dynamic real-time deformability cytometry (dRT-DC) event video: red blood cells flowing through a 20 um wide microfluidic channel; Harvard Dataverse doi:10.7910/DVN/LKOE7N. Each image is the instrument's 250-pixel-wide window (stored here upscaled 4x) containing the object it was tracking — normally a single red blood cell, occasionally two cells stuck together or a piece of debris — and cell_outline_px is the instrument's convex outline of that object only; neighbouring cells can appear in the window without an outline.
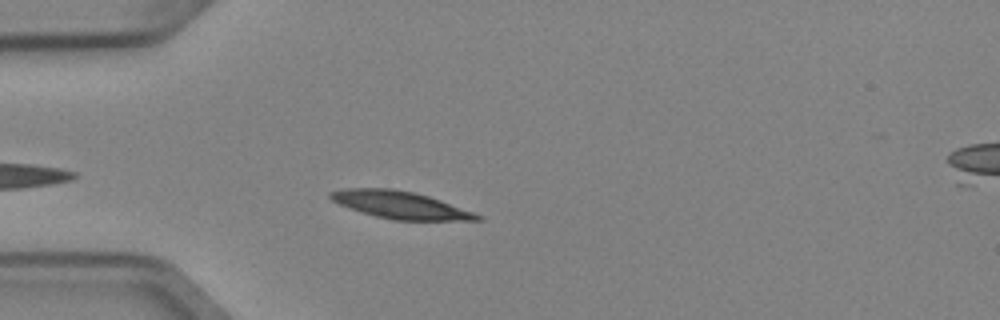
{"species": "Egyptian fruit bat (a non-hibernating species)", "species_latin": "Rousettus aegyptiacus", "temperature_condition": "cold", "stored_images_in_passage": 37, "camera_frame_rate_fps": 3000, "um_per_image_px": 0.085, "animal": {"sex": "female"}, "frame": {"image": 1, "passage_image": 5, "time_ms": 1.333, "image_size_px": [1000, 320], "cell_outline_px": [[484, 220], [392, 220], [376, 216], [348, 208], [332, 200], [328, 196], [328, 192], [340, 188], [392, 188], [412, 192], [428, 196], [440, 200], [484, 216]], "centroid_in_image_um": [33.98, 17.41], "position_along_channel_um": 51.0, "area_um2": 23.35}}
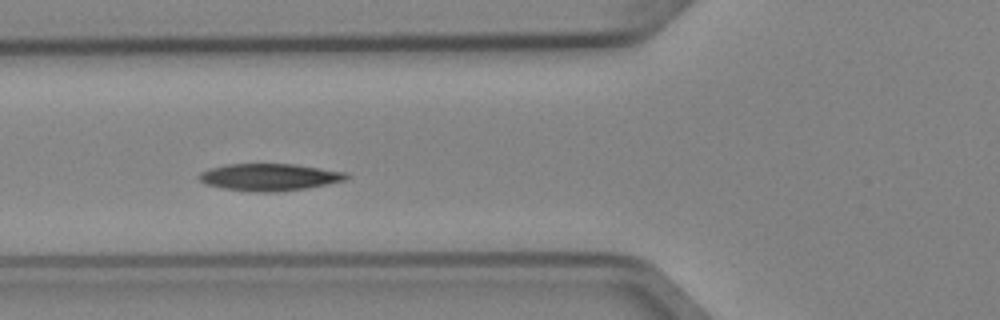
{"frame": {"image": 2, "passage_image": 10, "time_ms": 3.0, "image_size_px": [1000, 320], "cell_outline_px": [[352, 176], [344, 180], [304, 188], [276, 192], [248, 192], [224, 188], [204, 184], [196, 176], [200, 172], [208, 168], [224, 164], [292, 164], [348, 172]], "centroid_in_image_um": [22.84, 15.05], "position_along_channel_um": 103.0, "area_um2": 23.35}}
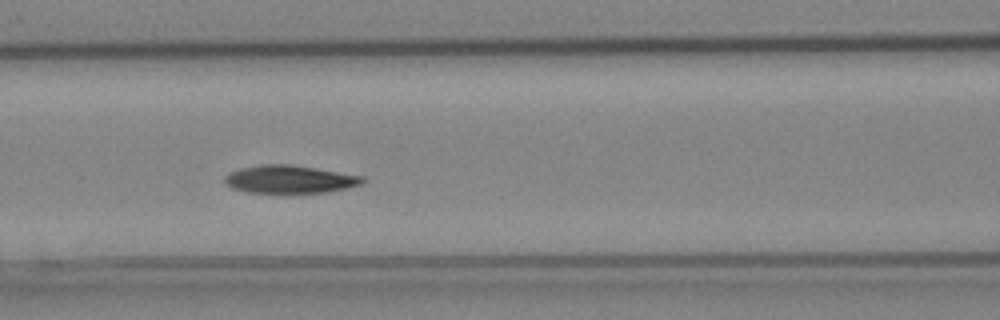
{"frame": {"image": 3, "passage_image": 13, "time_ms": 4.0, "image_size_px": [1000, 320], "cell_outline_px": [[364, 180], [360, 184], [328, 192], [280, 196], [248, 192], [232, 188], [224, 180], [224, 176], [240, 168], [264, 164], [284, 164], [312, 168], [364, 176]], "centroid_in_image_um": [24.58, 15.3], "position_along_channel_um": 142.0, "area_um2": 22.89}, "authors_computed_cell_mechanics": {"area_um2": 22.4842, "velocity_mm_per_s": 3.9064, "shape_relaxation_time_tau1_ms": 3.9854, "shape_relaxation_time_tau2_ms": null, "deformation_change_tau1": 0.1289, "deformation_change_tau2": null}}